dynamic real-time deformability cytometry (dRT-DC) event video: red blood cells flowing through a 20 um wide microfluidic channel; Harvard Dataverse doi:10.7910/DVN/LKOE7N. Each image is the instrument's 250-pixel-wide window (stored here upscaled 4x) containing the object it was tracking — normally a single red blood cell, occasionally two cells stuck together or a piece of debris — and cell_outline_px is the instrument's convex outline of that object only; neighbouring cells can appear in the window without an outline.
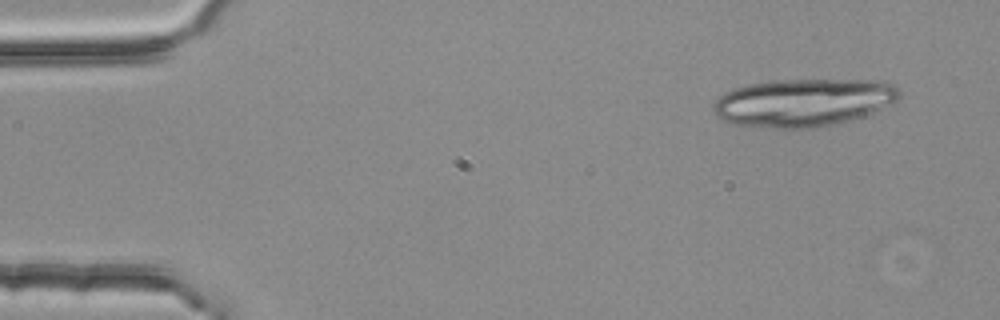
{"species": "common noctule bat (a hibernating species)", "species_latin": "Nyctalus noctula", "temperature_condition": "room temperature", "stored_images_in_passage": 5, "segment_of_instrument_passage": [2, 2], "camera_frame_rate_fps": 3000, "um_per_image_px": 0.085, "animal": {"sex": "female", "body_mass_g": 25.1}, "frame": {"image": 1, "passage_image": 5, "time_ms": 1.333, "image_size_px": [1000, 320], "cell_outline_px": [[900, 100], [872, 112], [848, 120], [812, 128], [772, 128], [728, 124], [712, 108], [712, 104], [724, 92], [732, 88], [748, 84], [772, 80], [888, 80], [900, 92]], "centroid_in_image_um": [68.27, 8.7], "position_along_channel_um": 16.7, "area_um2": 51.9}}